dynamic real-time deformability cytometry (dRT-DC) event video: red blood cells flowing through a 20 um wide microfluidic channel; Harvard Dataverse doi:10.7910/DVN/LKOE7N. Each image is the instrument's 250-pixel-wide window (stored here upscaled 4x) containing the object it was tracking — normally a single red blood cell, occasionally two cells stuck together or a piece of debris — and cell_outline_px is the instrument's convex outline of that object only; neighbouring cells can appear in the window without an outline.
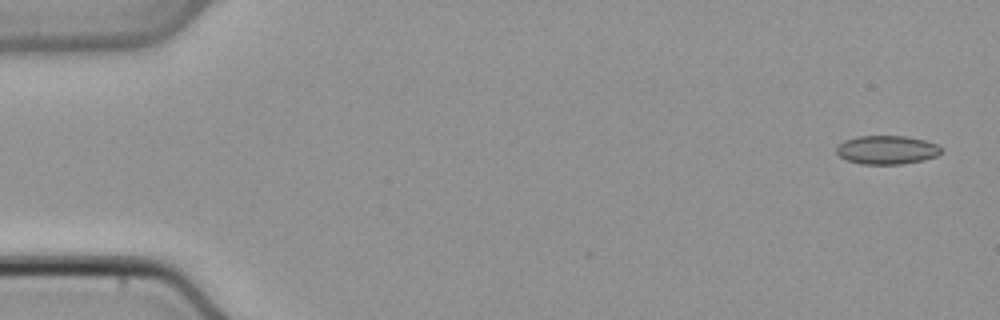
{"species": "common noctule bat (a hibernating species)", "species_latin": "Nyctalus noctula", "temperature_condition": "cold", "stored_images_in_passage": 49, "camera_frame_rate_fps": 3000, "um_per_image_px": 0.085, "animal": {"sex": "male", "body_mass_g": 21.5, "forearm_length_mm": 52.0}, "frame": {"image": 1, "passage_image": 2, "time_ms": 0.333, "image_size_px": [1000, 320], "cell_outline_px": [[940, 152], [936, 156], [920, 160], [900, 164], [860, 164], [848, 160], [840, 156], [836, 152], [836, 148], [844, 140], [856, 136], [904, 136], [924, 140], [936, 144], [940, 148]], "centroid_in_image_um": [75.33, 12.73], "position_along_channel_um": 9.7, "area_um2": 17.22}}
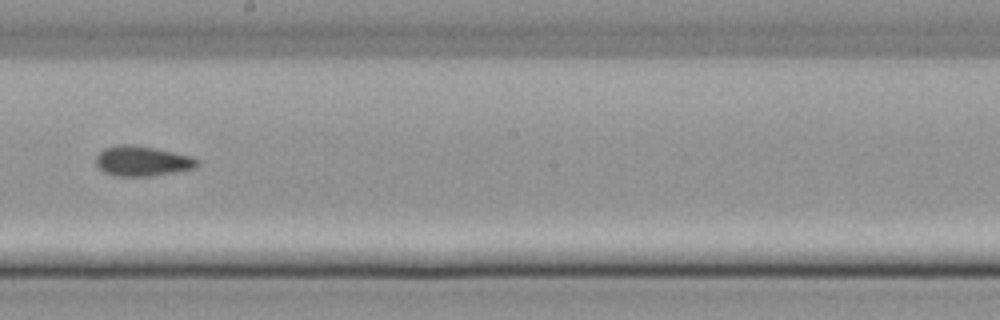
{"frame": {"image": 2, "passage_image": 28, "time_ms": 9.0, "image_size_px": [1000, 320], "cell_outline_px": [[200, 164], [196, 168], [148, 176], [116, 176], [104, 172], [96, 164], [96, 156], [104, 148], [120, 144], [132, 144], [156, 148], [188, 156], [200, 160]], "centroid_in_image_um": [12.08, 13.68], "position_along_channel_um": 236.1, "area_um2": 17.63}}
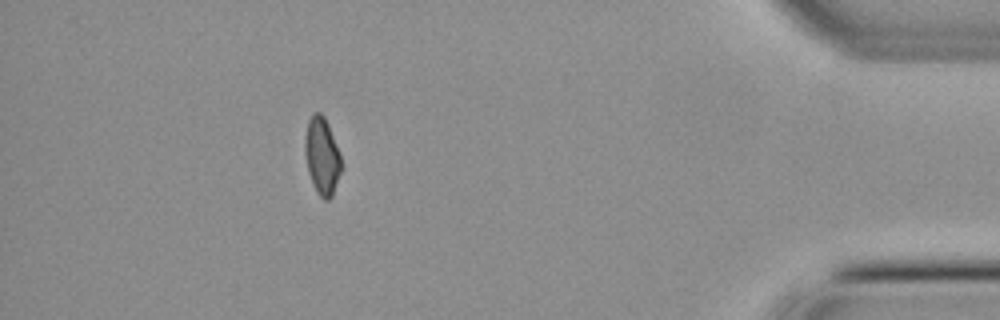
{"frame": {"image": 3, "passage_image": 44, "time_ms": 14.333, "image_size_px": [1000, 320], "cell_outline_px": [[340, 172], [332, 196], [328, 200], [324, 200], [316, 192], [308, 172], [304, 148], [304, 140], [308, 120], [312, 112], [320, 112], [324, 116], [328, 124], [340, 156]], "centroid_in_image_um": [27.33, 13.24], "position_along_channel_um": 407.9, "area_um2": 16.13}}